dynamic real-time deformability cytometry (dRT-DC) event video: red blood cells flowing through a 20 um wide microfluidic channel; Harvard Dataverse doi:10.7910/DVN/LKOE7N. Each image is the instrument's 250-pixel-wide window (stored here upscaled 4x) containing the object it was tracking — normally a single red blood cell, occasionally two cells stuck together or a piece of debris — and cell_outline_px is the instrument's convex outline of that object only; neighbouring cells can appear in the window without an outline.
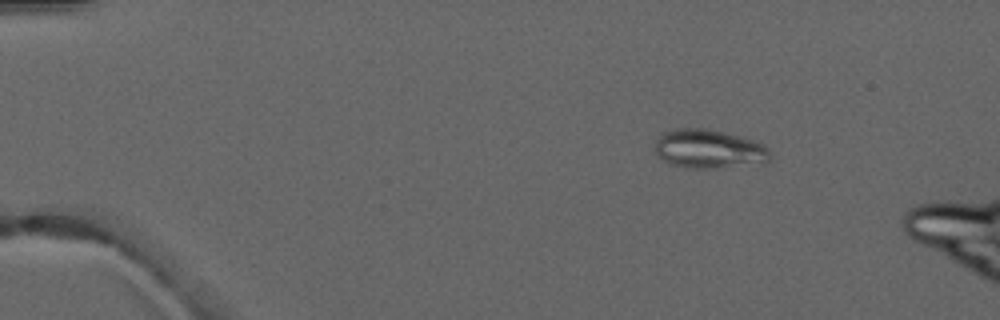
{"species": "common noctule bat (a hibernating species)", "species_latin": "Nyctalus noctula", "temperature_condition": "warm", "stored_images_in_passage": 4, "camera_frame_rate_fps": 3000, "um_per_image_px": 0.085, "animal": {"sex": "male", "forearm_length_mm": 52.5}, "frame": {"image": 1, "passage_image": 1, "time_ms": 0.0, "image_size_px": [1000, 320], "cell_outline_px": [[772, 156], [768, 160], [716, 168], [684, 168], [668, 164], [656, 152], [656, 140], [664, 132], [676, 128], [704, 128], [724, 132], [752, 140], [764, 144], [772, 152]], "centroid_in_image_um": [60.22, 12.65], "position_along_channel_um": 24.8, "area_um2": 25.72}}